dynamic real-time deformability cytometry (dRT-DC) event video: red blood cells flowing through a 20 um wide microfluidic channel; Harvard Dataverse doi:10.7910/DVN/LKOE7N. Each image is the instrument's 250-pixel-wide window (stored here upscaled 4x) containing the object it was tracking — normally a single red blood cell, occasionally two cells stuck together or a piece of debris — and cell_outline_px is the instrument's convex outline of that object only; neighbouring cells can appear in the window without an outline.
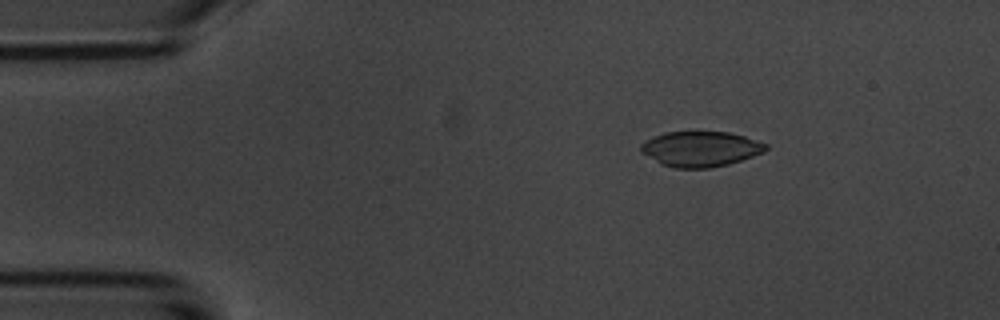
{"species": "common noctule bat (a hibernating species)", "species_latin": "Nyctalus noctula", "temperature_condition": "room temperature", "stored_images_in_passage": 3, "camera_frame_rate_fps": 3000, "um_per_image_px": 0.085, "animal": {"sex": "male", "body_mass_g": 20.1, "forearm_length_mm": 53.5}, "frame": {"image": 1, "passage_image": 2, "time_ms": 1.0, "image_size_px": [1000, 320], "cell_outline_px": [[768, 148], [764, 152], [728, 164], [708, 168], [672, 168], [660, 164], [640, 152], [640, 144], [644, 140], [652, 136], [664, 132], [728, 132], [744, 136], [768, 144]], "centroid_in_image_um": [59.49, 12.66], "position_along_channel_um": 25.5, "area_um2": 25.84}}